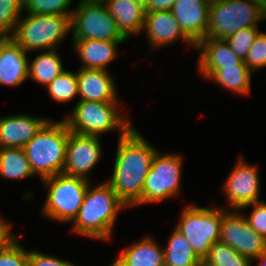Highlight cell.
Listing matches in <instances>:
<instances>
[{
	"instance_id": "1",
	"label": "cell",
	"mask_w": 266,
	"mask_h": 266,
	"mask_svg": "<svg viewBox=\"0 0 266 266\" xmlns=\"http://www.w3.org/2000/svg\"><path fill=\"white\" fill-rule=\"evenodd\" d=\"M157 149L132 127L119 137L114 169L106 181L127 207L142 204V191Z\"/></svg>"
},
{
	"instance_id": "12",
	"label": "cell",
	"mask_w": 266,
	"mask_h": 266,
	"mask_svg": "<svg viewBox=\"0 0 266 266\" xmlns=\"http://www.w3.org/2000/svg\"><path fill=\"white\" fill-rule=\"evenodd\" d=\"M97 136L69 132L63 173L88 180L87 174L98 163L102 146Z\"/></svg>"
},
{
	"instance_id": "36",
	"label": "cell",
	"mask_w": 266,
	"mask_h": 266,
	"mask_svg": "<svg viewBox=\"0 0 266 266\" xmlns=\"http://www.w3.org/2000/svg\"><path fill=\"white\" fill-rule=\"evenodd\" d=\"M177 0H144L145 13L172 10Z\"/></svg>"
},
{
	"instance_id": "29",
	"label": "cell",
	"mask_w": 266,
	"mask_h": 266,
	"mask_svg": "<svg viewBox=\"0 0 266 266\" xmlns=\"http://www.w3.org/2000/svg\"><path fill=\"white\" fill-rule=\"evenodd\" d=\"M23 10V0H0V37H10Z\"/></svg>"
},
{
	"instance_id": "20",
	"label": "cell",
	"mask_w": 266,
	"mask_h": 266,
	"mask_svg": "<svg viewBox=\"0 0 266 266\" xmlns=\"http://www.w3.org/2000/svg\"><path fill=\"white\" fill-rule=\"evenodd\" d=\"M117 27L128 39L143 30L145 19L144 0H105Z\"/></svg>"
},
{
	"instance_id": "32",
	"label": "cell",
	"mask_w": 266,
	"mask_h": 266,
	"mask_svg": "<svg viewBox=\"0 0 266 266\" xmlns=\"http://www.w3.org/2000/svg\"><path fill=\"white\" fill-rule=\"evenodd\" d=\"M259 32L258 27L244 28L228 36L225 41L232 51L244 60Z\"/></svg>"
},
{
	"instance_id": "18",
	"label": "cell",
	"mask_w": 266,
	"mask_h": 266,
	"mask_svg": "<svg viewBox=\"0 0 266 266\" xmlns=\"http://www.w3.org/2000/svg\"><path fill=\"white\" fill-rule=\"evenodd\" d=\"M27 53L11 37H0V85L18 86L28 78Z\"/></svg>"
},
{
	"instance_id": "17",
	"label": "cell",
	"mask_w": 266,
	"mask_h": 266,
	"mask_svg": "<svg viewBox=\"0 0 266 266\" xmlns=\"http://www.w3.org/2000/svg\"><path fill=\"white\" fill-rule=\"evenodd\" d=\"M195 49L201 51L197 69L205 78L220 68L246 66L224 39L204 38L196 44Z\"/></svg>"
},
{
	"instance_id": "2",
	"label": "cell",
	"mask_w": 266,
	"mask_h": 266,
	"mask_svg": "<svg viewBox=\"0 0 266 266\" xmlns=\"http://www.w3.org/2000/svg\"><path fill=\"white\" fill-rule=\"evenodd\" d=\"M127 205L116 195L107 182L87 188L78 216L74 219L73 232L99 240L111 237L117 214Z\"/></svg>"
},
{
	"instance_id": "35",
	"label": "cell",
	"mask_w": 266,
	"mask_h": 266,
	"mask_svg": "<svg viewBox=\"0 0 266 266\" xmlns=\"http://www.w3.org/2000/svg\"><path fill=\"white\" fill-rule=\"evenodd\" d=\"M28 266H75V265L66 260L58 259L51 255L43 254L35 250L29 252Z\"/></svg>"
},
{
	"instance_id": "4",
	"label": "cell",
	"mask_w": 266,
	"mask_h": 266,
	"mask_svg": "<svg viewBox=\"0 0 266 266\" xmlns=\"http://www.w3.org/2000/svg\"><path fill=\"white\" fill-rule=\"evenodd\" d=\"M265 12L266 0H222L210 4L206 38L225 40L241 29L258 27Z\"/></svg>"
},
{
	"instance_id": "39",
	"label": "cell",
	"mask_w": 266,
	"mask_h": 266,
	"mask_svg": "<svg viewBox=\"0 0 266 266\" xmlns=\"http://www.w3.org/2000/svg\"><path fill=\"white\" fill-rule=\"evenodd\" d=\"M209 4H213L216 2H221L222 0H206Z\"/></svg>"
},
{
	"instance_id": "6",
	"label": "cell",
	"mask_w": 266,
	"mask_h": 266,
	"mask_svg": "<svg viewBox=\"0 0 266 266\" xmlns=\"http://www.w3.org/2000/svg\"><path fill=\"white\" fill-rule=\"evenodd\" d=\"M118 103L78 101L73 112L63 120L70 132L99 137L117 128L122 137L132 128V124L126 114L120 115Z\"/></svg>"
},
{
	"instance_id": "14",
	"label": "cell",
	"mask_w": 266,
	"mask_h": 266,
	"mask_svg": "<svg viewBox=\"0 0 266 266\" xmlns=\"http://www.w3.org/2000/svg\"><path fill=\"white\" fill-rule=\"evenodd\" d=\"M210 4L206 0H177L171 10L183 32L197 44L206 38Z\"/></svg>"
},
{
	"instance_id": "22",
	"label": "cell",
	"mask_w": 266,
	"mask_h": 266,
	"mask_svg": "<svg viewBox=\"0 0 266 266\" xmlns=\"http://www.w3.org/2000/svg\"><path fill=\"white\" fill-rule=\"evenodd\" d=\"M115 266H165L164 250L151 237H144L123 249L113 263Z\"/></svg>"
},
{
	"instance_id": "23",
	"label": "cell",
	"mask_w": 266,
	"mask_h": 266,
	"mask_svg": "<svg viewBox=\"0 0 266 266\" xmlns=\"http://www.w3.org/2000/svg\"><path fill=\"white\" fill-rule=\"evenodd\" d=\"M167 248L164 250L165 266H202V260L193 251L185 237L173 229Z\"/></svg>"
},
{
	"instance_id": "24",
	"label": "cell",
	"mask_w": 266,
	"mask_h": 266,
	"mask_svg": "<svg viewBox=\"0 0 266 266\" xmlns=\"http://www.w3.org/2000/svg\"><path fill=\"white\" fill-rule=\"evenodd\" d=\"M63 71V64L56 49L46 50L29 63L28 77L47 86Z\"/></svg>"
},
{
	"instance_id": "19",
	"label": "cell",
	"mask_w": 266,
	"mask_h": 266,
	"mask_svg": "<svg viewBox=\"0 0 266 266\" xmlns=\"http://www.w3.org/2000/svg\"><path fill=\"white\" fill-rule=\"evenodd\" d=\"M76 74L79 87V101H118L116 85L107 70L80 68Z\"/></svg>"
},
{
	"instance_id": "40",
	"label": "cell",
	"mask_w": 266,
	"mask_h": 266,
	"mask_svg": "<svg viewBox=\"0 0 266 266\" xmlns=\"http://www.w3.org/2000/svg\"><path fill=\"white\" fill-rule=\"evenodd\" d=\"M86 1H100V2H104L105 0H86Z\"/></svg>"
},
{
	"instance_id": "21",
	"label": "cell",
	"mask_w": 266,
	"mask_h": 266,
	"mask_svg": "<svg viewBox=\"0 0 266 266\" xmlns=\"http://www.w3.org/2000/svg\"><path fill=\"white\" fill-rule=\"evenodd\" d=\"M73 49L83 63L82 69H102L117 57V45L125 41L72 39Z\"/></svg>"
},
{
	"instance_id": "34",
	"label": "cell",
	"mask_w": 266,
	"mask_h": 266,
	"mask_svg": "<svg viewBox=\"0 0 266 266\" xmlns=\"http://www.w3.org/2000/svg\"><path fill=\"white\" fill-rule=\"evenodd\" d=\"M254 207L250 216L245 217L250 225L258 234L266 238V202L263 200L245 205L241 209Z\"/></svg>"
},
{
	"instance_id": "7",
	"label": "cell",
	"mask_w": 266,
	"mask_h": 266,
	"mask_svg": "<svg viewBox=\"0 0 266 266\" xmlns=\"http://www.w3.org/2000/svg\"><path fill=\"white\" fill-rule=\"evenodd\" d=\"M49 187L42 212L47 218L70 222L78 216L89 181L75 176L59 173L43 179Z\"/></svg>"
},
{
	"instance_id": "16",
	"label": "cell",
	"mask_w": 266,
	"mask_h": 266,
	"mask_svg": "<svg viewBox=\"0 0 266 266\" xmlns=\"http://www.w3.org/2000/svg\"><path fill=\"white\" fill-rule=\"evenodd\" d=\"M48 121L25 114L0 118V148H23Z\"/></svg>"
},
{
	"instance_id": "5",
	"label": "cell",
	"mask_w": 266,
	"mask_h": 266,
	"mask_svg": "<svg viewBox=\"0 0 266 266\" xmlns=\"http://www.w3.org/2000/svg\"><path fill=\"white\" fill-rule=\"evenodd\" d=\"M71 31V15L29 14L20 18L10 36L26 52L52 50Z\"/></svg>"
},
{
	"instance_id": "27",
	"label": "cell",
	"mask_w": 266,
	"mask_h": 266,
	"mask_svg": "<svg viewBox=\"0 0 266 266\" xmlns=\"http://www.w3.org/2000/svg\"><path fill=\"white\" fill-rule=\"evenodd\" d=\"M252 260L240 255L232 247L220 241L211 245L203 266H251Z\"/></svg>"
},
{
	"instance_id": "13",
	"label": "cell",
	"mask_w": 266,
	"mask_h": 266,
	"mask_svg": "<svg viewBox=\"0 0 266 266\" xmlns=\"http://www.w3.org/2000/svg\"><path fill=\"white\" fill-rule=\"evenodd\" d=\"M222 187L229 207L235 210L239 211L245 205L259 202L260 180L257 166L247 164L239 158Z\"/></svg>"
},
{
	"instance_id": "37",
	"label": "cell",
	"mask_w": 266,
	"mask_h": 266,
	"mask_svg": "<svg viewBox=\"0 0 266 266\" xmlns=\"http://www.w3.org/2000/svg\"><path fill=\"white\" fill-rule=\"evenodd\" d=\"M10 229L11 224L0 217V248L14 236Z\"/></svg>"
},
{
	"instance_id": "11",
	"label": "cell",
	"mask_w": 266,
	"mask_h": 266,
	"mask_svg": "<svg viewBox=\"0 0 266 266\" xmlns=\"http://www.w3.org/2000/svg\"><path fill=\"white\" fill-rule=\"evenodd\" d=\"M238 210H222L220 242L232 247L240 255L255 260L266 251V238L250 227L245 214Z\"/></svg>"
},
{
	"instance_id": "26",
	"label": "cell",
	"mask_w": 266,
	"mask_h": 266,
	"mask_svg": "<svg viewBox=\"0 0 266 266\" xmlns=\"http://www.w3.org/2000/svg\"><path fill=\"white\" fill-rule=\"evenodd\" d=\"M252 72L247 66H229L217 69L209 78L237 94H249Z\"/></svg>"
},
{
	"instance_id": "8",
	"label": "cell",
	"mask_w": 266,
	"mask_h": 266,
	"mask_svg": "<svg viewBox=\"0 0 266 266\" xmlns=\"http://www.w3.org/2000/svg\"><path fill=\"white\" fill-rule=\"evenodd\" d=\"M222 209L187 206L175 227L203 261L211 245L220 240Z\"/></svg>"
},
{
	"instance_id": "10",
	"label": "cell",
	"mask_w": 266,
	"mask_h": 266,
	"mask_svg": "<svg viewBox=\"0 0 266 266\" xmlns=\"http://www.w3.org/2000/svg\"><path fill=\"white\" fill-rule=\"evenodd\" d=\"M182 158L156 152L142 191V204L157 203L180 191Z\"/></svg>"
},
{
	"instance_id": "25",
	"label": "cell",
	"mask_w": 266,
	"mask_h": 266,
	"mask_svg": "<svg viewBox=\"0 0 266 266\" xmlns=\"http://www.w3.org/2000/svg\"><path fill=\"white\" fill-rule=\"evenodd\" d=\"M33 176L23 148H0V176L21 180Z\"/></svg>"
},
{
	"instance_id": "28",
	"label": "cell",
	"mask_w": 266,
	"mask_h": 266,
	"mask_svg": "<svg viewBox=\"0 0 266 266\" xmlns=\"http://www.w3.org/2000/svg\"><path fill=\"white\" fill-rule=\"evenodd\" d=\"M49 95L58 102H68L79 95L77 74L64 70L47 85Z\"/></svg>"
},
{
	"instance_id": "9",
	"label": "cell",
	"mask_w": 266,
	"mask_h": 266,
	"mask_svg": "<svg viewBox=\"0 0 266 266\" xmlns=\"http://www.w3.org/2000/svg\"><path fill=\"white\" fill-rule=\"evenodd\" d=\"M72 39L126 41L104 2L80 0L71 15Z\"/></svg>"
},
{
	"instance_id": "15",
	"label": "cell",
	"mask_w": 266,
	"mask_h": 266,
	"mask_svg": "<svg viewBox=\"0 0 266 266\" xmlns=\"http://www.w3.org/2000/svg\"><path fill=\"white\" fill-rule=\"evenodd\" d=\"M143 29L148 35V42L154 48L167 46L178 39L196 47V44L183 32L171 10L145 13Z\"/></svg>"
},
{
	"instance_id": "33",
	"label": "cell",
	"mask_w": 266,
	"mask_h": 266,
	"mask_svg": "<svg viewBox=\"0 0 266 266\" xmlns=\"http://www.w3.org/2000/svg\"><path fill=\"white\" fill-rule=\"evenodd\" d=\"M244 63L252 73L266 67V33H258Z\"/></svg>"
},
{
	"instance_id": "30",
	"label": "cell",
	"mask_w": 266,
	"mask_h": 266,
	"mask_svg": "<svg viewBox=\"0 0 266 266\" xmlns=\"http://www.w3.org/2000/svg\"><path fill=\"white\" fill-rule=\"evenodd\" d=\"M72 1L73 0H23V9L29 14L72 15L73 11L68 9Z\"/></svg>"
},
{
	"instance_id": "3",
	"label": "cell",
	"mask_w": 266,
	"mask_h": 266,
	"mask_svg": "<svg viewBox=\"0 0 266 266\" xmlns=\"http://www.w3.org/2000/svg\"><path fill=\"white\" fill-rule=\"evenodd\" d=\"M69 132L64 120L48 121L23 147L34 175L43 180L63 173Z\"/></svg>"
},
{
	"instance_id": "31",
	"label": "cell",
	"mask_w": 266,
	"mask_h": 266,
	"mask_svg": "<svg viewBox=\"0 0 266 266\" xmlns=\"http://www.w3.org/2000/svg\"><path fill=\"white\" fill-rule=\"evenodd\" d=\"M29 251L19 245L16 235L0 248V266H28Z\"/></svg>"
},
{
	"instance_id": "38",
	"label": "cell",
	"mask_w": 266,
	"mask_h": 266,
	"mask_svg": "<svg viewBox=\"0 0 266 266\" xmlns=\"http://www.w3.org/2000/svg\"><path fill=\"white\" fill-rule=\"evenodd\" d=\"M255 260H259L258 266H266V251L261 253Z\"/></svg>"
}]
</instances>
